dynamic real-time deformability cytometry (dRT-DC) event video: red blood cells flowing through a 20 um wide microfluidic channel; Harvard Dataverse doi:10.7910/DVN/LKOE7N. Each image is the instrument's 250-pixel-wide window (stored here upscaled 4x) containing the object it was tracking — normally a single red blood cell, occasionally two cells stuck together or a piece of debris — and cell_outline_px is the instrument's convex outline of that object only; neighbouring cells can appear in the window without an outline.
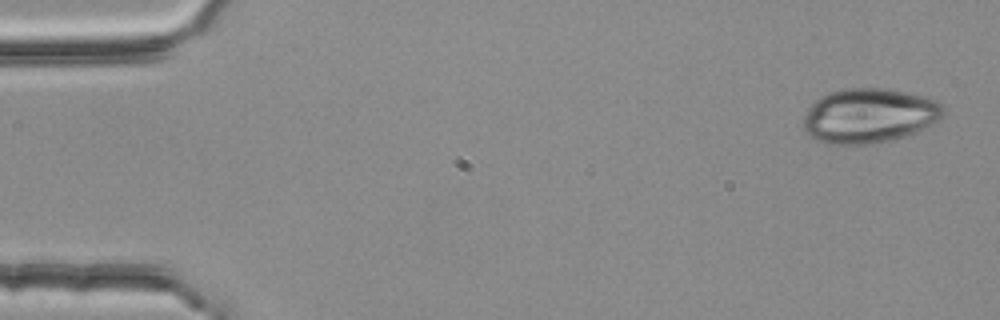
{"species": "common noctule bat (a hibernating species)", "species_latin": "Nyctalus noctula", "temperature_condition": "room temperature", "stored_images_in_passage": 4, "camera_frame_rate_fps": 3000, "um_per_image_px": 0.085, "animal": {"sex": "female", "body_mass_g": 25.1}, "frame": {"image": 1, "passage_image": 1, "time_ms": 0.0, "image_size_px": [1000, 320], "cell_outline_px": [[944, 112], [936, 120], [904, 136], [872, 144], [828, 144], [816, 140], [808, 136], [804, 132], [804, 116], [808, 108], [820, 96], [828, 92], [844, 88], [888, 88], [936, 100], [944, 108]], "centroid_in_image_um": [73.78, 9.82], "position_along_channel_um": 11.2, "area_um2": 44.1}}